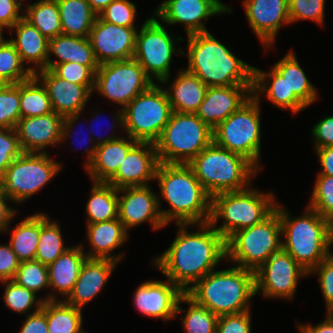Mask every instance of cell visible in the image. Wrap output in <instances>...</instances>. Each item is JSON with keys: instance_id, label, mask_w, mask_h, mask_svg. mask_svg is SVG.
Returning a JSON list of instances; mask_svg holds the SVG:
<instances>
[{"instance_id": "1", "label": "cell", "mask_w": 333, "mask_h": 333, "mask_svg": "<svg viewBox=\"0 0 333 333\" xmlns=\"http://www.w3.org/2000/svg\"><path fill=\"white\" fill-rule=\"evenodd\" d=\"M178 231L170 246L155 256L152 266L184 292L227 261L226 239L210 224H176ZM197 226V231H189Z\"/></svg>"}, {"instance_id": "2", "label": "cell", "mask_w": 333, "mask_h": 333, "mask_svg": "<svg viewBox=\"0 0 333 333\" xmlns=\"http://www.w3.org/2000/svg\"><path fill=\"white\" fill-rule=\"evenodd\" d=\"M155 180L160 191L158 207L167 226L173 221L175 224L209 222L211 197L188 164L159 163ZM161 200L170 205L169 209L162 208Z\"/></svg>"}, {"instance_id": "3", "label": "cell", "mask_w": 333, "mask_h": 333, "mask_svg": "<svg viewBox=\"0 0 333 333\" xmlns=\"http://www.w3.org/2000/svg\"><path fill=\"white\" fill-rule=\"evenodd\" d=\"M186 37L183 56L188 57V66L185 69L207 87L253 85L254 65L239 59L210 31Z\"/></svg>"}, {"instance_id": "4", "label": "cell", "mask_w": 333, "mask_h": 333, "mask_svg": "<svg viewBox=\"0 0 333 333\" xmlns=\"http://www.w3.org/2000/svg\"><path fill=\"white\" fill-rule=\"evenodd\" d=\"M282 250L287 252L308 273L333 253V223L306 206L302 215L291 217V212L280 202Z\"/></svg>"}, {"instance_id": "5", "label": "cell", "mask_w": 333, "mask_h": 333, "mask_svg": "<svg viewBox=\"0 0 333 333\" xmlns=\"http://www.w3.org/2000/svg\"><path fill=\"white\" fill-rule=\"evenodd\" d=\"M185 293L217 316L248 311L256 296L255 272L235 265L217 268Z\"/></svg>"}, {"instance_id": "6", "label": "cell", "mask_w": 333, "mask_h": 333, "mask_svg": "<svg viewBox=\"0 0 333 333\" xmlns=\"http://www.w3.org/2000/svg\"><path fill=\"white\" fill-rule=\"evenodd\" d=\"M188 165L208 195L248 188L260 171L245 157L212 142Z\"/></svg>"}, {"instance_id": "7", "label": "cell", "mask_w": 333, "mask_h": 333, "mask_svg": "<svg viewBox=\"0 0 333 333\" xmlns=\"http://www.w3.org/2000/svg\"><path fill=\"white\" fill-rule=\"evenodd\" d=\"M273 191L261 192L252 184L240 191L220 193L211 198L210 224L226 240L236 231L261 223L274 210ZM223 220L221 225H217Z\"/></svg>"}, {"instance_id": "8", "label": "cell", "mask_w": 333, "mask_h": 333, "mask_svg": "<svg viewBox=\"0 0 333 333\" xmlns=\"http://www.w3.org/2000/svg\"><path fill=\"white\" fill-rule=\"evenodd\" d=\"M213 142V130L195 113L172 112L154 143L160 163L188 164Z\"/></svg>"}, {"instance_id": "9", "label": "cell", "mask_w": 333, "mask_h": 333, "mask_svg": "<svg viewBox=\"0 0 333 333\" xmlns=\"http://www.w3.org/2000/svg\"><path fill=\"white\" fill-rule=\"evenodd\" d=\"M226 248V262L255 272L282 250L279 213L274 210L261 223L236 231L226 240Z\"/></svg>"}, {"instance_id": "10", "label": "cell", "mask_w": 333, "mask_h": 333, "mask_svg": "<svg viewBox=\"0 0 333 333\" xmlns=\"http://www.w3.org/2000/svg\"><path fill=\"white\" fill-rule=\"evenodd\" d=\"M261 103L252 96L213 130V142L249 160L260 172Z\"/></svg>"}, {"instance_id": "11", "label": "cell", "mask_w": 333, "mask_h": 333, "mask_svg": "<svg viewBox=\"0 0 333 333\" xmlns=\"http://www.w3.org/2000/svg\"><path fill=\"white\" fill-rule=\"evenodd\" d=\"M167 28L168 26L165 27L152 14L143 22L136 35L133 58L138 61L154 83H161L172 75L170 66H172L173 57L176 54L183 56L184 52L183 48L181 46L177 48V45L186 38L179 35L173 36Z\"/></svg>"}, {"instance_id": "12", "label": "cell", "mask_w": 333, "mask_h": 333, "mask_svg": "<svg viewBox=\"0 0 333 333\" xmlns=\"http://www.w3.org/2000/svg\"><path fill=\"white\" fill-rule=\"evenodd\" d=\"M52 158L49 151L23 152L9 165L0 179V190L13 205L21 206L60 173L64 164Z\"/></svg>"}, {"instance_id": "13", "label": "cell", "mask_w": 333, "mask_h": 333, "mask_svg": "<svg viewBox=\"0 0 333 333\" xmlns=\"http://www.w3.org/2000/svg\"><path fill=\"white\" fill-rule=\"evenodd\" d=\"M172 112L163 85L154 83L123 108V133L138 142L155 143Z\"/></svg>"}, {"instance_id": "14", "label": "cell", "mask_w": 333, "mask_h": 333, "mask_svg": "<svg viewBox=\"0 0 333 333\" xmlns=\"http://www.w3.org/2000/svg\"><path fill=\"white\" fill-rule=\"evenodd\" d=\"M154 82L134 58L101 64L95 73L96 92L123 109Z\"/></svg>"}, {"instance_id": "15", "label": "cell", "mask_w": 333, "mask_h": 333, "mask_svg": "<svg viewBox=\"0 0 333 333\" xmlns=\"http://www.w3.org/2000/svg\"><path fill=\"white\" fill-rule=\"evenodd\" d=\"M307 276L308 272L281 250L255 271L256 295L291 301L295 297L298 281Z\"/></svg>"}, {"instance_id": "16", "label": "cell", "mask_w": 333, "mask_h": 333, "mask_svg": "<svg viewBox=\"0 0 333 333\" xmlns=\"http://www.w3.org/2000/svg\"><path fill=\"white\" fill-rule=\"evenodd\" d=\"M232 12L233 9L221 0H164L153 15L165 26L181 24L187 36L208 32L205 25L208 19Z\"/></svg>"}, {"instance_id": "17", "label": "cell", "mask_w": 333, "mask_h": 333, "mask_svg": "<svg viewBox=\"0 0 333 333\" xmlns=\"http://www.w3.org/2000/svg\"><path fill=\"white\" fill-rule=\"evenodd\" d=\"M118 219L128 233L146 222L154 231L167 226L160 214L157 192L150 185L118 189Z\"/></svg>"}, {"instance_id": "18", "label": "cell", "mask_w": 333, "mask_h": 333, "mask_svg": "<svg viewBox=\"0 0 333 333\" xmlns=\"http://www.w3.org/2000/svg\"><path fill=\"white\" fill-rule=\"evenodd\" d=\"M137 28L114 25L97 16L88 39L99 65L133 58Z\"/></svg>"}, {"instance_id": "19", "label": "cell", "mask_w": 333, "mask_h": 333, "mask_svg": "<svg viewBox=\"0 0 333 333\" xmlns=\"http://www.w3.org/2000/svg\"><path fill=\"white\" fill-rule=\"evenodd\" d=\"M184 294L167 278L165 281L152 279L137 286L132 303L140 314L167 322L176 318L177 304Z\"/></svg>"}, {"instance_id": "20", "label": "cell", "mask_w": 333, "mask_h": 333, "mask_svg": "<svg viewBox=\"0 0 333 333\" xmlns=\"http://www.w3.org/2000/svg\"><path fill=\"white\" fill-rule=\"evenodd\" d=\"M244 13L264 51L273 49L279 30L290 25L288 0H243Z\"/></svg>"}, {"instance_id": "21", "label": "cell", "mask_w": 333, "mask_h": 333, "mask_svg": "<svg viewBox=\"0 0 333 333\" xmlns=\"http://www.w3.org/2000/svg\"><path fill=\"white\" fill-rule=\"evenodd\" d=\"M159 163L155 144L138 142L107 183L116 189L150 185L151 181H155Z\"/></svg>"}, {"instance_id": "22", "label": "cell", "mask_w": 333, "mask_h": 333, "mask_svg": "<svg viewBox=\"0 0 333 333\" xmlns=\"http://www.w3.org/2000/svg\"><path fill=\"white\" fill-rule=\"evenodd\" d=\"M34 76L46 88L52 110L62 117L86 113L85 107L93 96L94 85H79L56 76L50 69H43Z\"/></svg>"}, {"instance_id": "23", "label": "cell", "mask_w": 333, "mask_h": 333, "mask_svg": "<svg viewBox=\"0 0 333 333\" xmlns=\"http://www.w3.org/2000/svg\"><path fill=\"white\" fill-rule=\"evenodd\" d=\"M252 90L253 85L208 87L195 114L214 130L252 97Z\"/></svg>"}, {"instance_id": "24", "label": "cell", "mask_w": 333, "mask_h": 333, "mask_svg": "<svg viewBox=\"0 0 333 333\" xmlns=\"http://www.w3.org/2000/svg\"><path fill=\"white\" fill-rule=\"evenodd\" d=\"M62 122L63 117L54 111L20 118L14 129L23 152L47 153L46 148L61 145Z\"/></svg>"}, {"instance_id": "25", "label": "cell", "mask_w": 333, "mask_h": 333, "mask_svg": "<svg viewBox=\"0 0 333 333\" xmlns=\"http://www.w3.org/2000/svg\"><path fill=\"white\" fill-rule=\"evenodd\" d=\"M84 249V244L77 243V245H72L53 263L47 266L49 277V291L47 292L49 293L42 297L44 302L65 300L69 296L79 277L81 267L87 259L86 250Z\"/></svg>"}, {"instance_id": "26", "label": "cell", "mask_w": 333, "mask_h": 333, "mask_svg": "<svg viewBox=\"0 0 333 333\" xmlns=\"http://www.w3.org/2000/svg\"><path fill=\"white\" fill-rule=\"evenodd\" d=\"M119 263L109 259H89L83 263L72 292L64 300L78 309L90 303L105 289Z\"/></svg>"}, {"instance_id": "27", "label": "cell", "mask_w": 333, "mask_h": 333, "mask_svg": "<svg viewBox=\"0 0 333 333\" xmlns=\"http://www.w3.org/2000/svg\"><path fill=\"white\" fill-rule=\"evenodd\" d=\"M86 239L89 244V251L85 252L89 259H109L117 263L122 262L126 252L114 254V251L121 248L128 241V233L121 221L113 219L93 224H86Z\"/></svg>"}, {"instance_id": "28", "label": "cell", "mask_w": 333, "mask_h": 333, "mask_svg": "<svg viewBox=\"0 0 333 333\" xmlns=\"http://www.w3.org/2000/svg\"><path fill=\"white\" fill-rule=\"evenodd\" d=\"M12 32H15V37H8V40L14 45L27 69L33 75L46 69L49 39L24 17L9 30L10 34Z\"/></svg>"}, {"instance_id": "29", "label": "cell", "mask_w": 333, "mask_h": 333, "mask_svg": "<svg viewBox=\"0 0 333 333\" xmlns=\"http://www.w3.org/2000/svg\"><path fill=\"white\" fill-rule=\"evenodd\" d=\"M252 96L260 103L264 96L278 109L289 110L292 114H298L308 108L293 92L289 91L285 79L273 67L264 72L254 66Z\"/></svg>"}, {"instance_id": "30", "label": "cell", "mask_w": 333, "mask_h": 333, "mask_svg": "<svg viewBox=\"0 0 333 333\" xmlns=\"http://www.w3.org/2000/svg\"><path fill=\"white\" fill-rule=\"evenodd\" d=\"M165 78L160 84H170L164 88L174 112L196 113L203 102L207 86L194 74L184 67L178 70L174 79ZM171 81V82H170Z\"/></svg>"}, {"instance_id": "31", "label": "cell", "mask_w": 333, "mask_h": 333, "mask_svg": "<svg viewBox=\"0 0 333 333\" xmlns=\"http://www.w3.org/2000/svg\"><path fill=\"white\" fill-rule=\"evenodd\" d=\"M52 55L57 59L54 60ZM67 62L88 66L94 73L100 66L88 37L60 34L49 39L47 69Z\"/></svg>"}, {"instance_id": "32", "label": "cell", "mask_w": 333, "mask_h": 333, "mask_svg": "<svg viewBox=\"0 0 333 333\" xmlns=\"http://www.w3.org/2000/svg\"><path fill=\"white\" fill-rule=\"evenodd\" d=\"M138 143L126 135L97 146L91 164L85 169L93 182L107 183L117 172L128 152Z\"/></svg>"}, {"instance_id": "33", "label": "cell", "mask_w": 333, "mask_h": 333, "mask_svg": "<svg viewBox=\"0 0 333 333\" xmlns=\"http://www.w3.org/2000/svg\"><path fill=\"white\" fill-rule=\"evenodd\" d=\"M296 55L297 54L292 49L271 67H273L285 79L289 91L293 92L307 107H309L319 99L318 89L306 76Z\"/></svg>"}, {"instance_id": "34", "label": "cell", "mask_w": 333, "mask_h": 333, "mask_svg": "<svg viewBox=\"0 0 333 333\" xmlns=\"http://www.w3.org/2000/svg\"><path fill=\"white\" fill-rule=\"evenodd\" d=\"M85 206L86 224L118 218V189L105 182H93Z\"/></svg>"}, {"instance_id": "35", "label": "cell", "mask_w": 333, "mask_h": 333, "mask_svg": "<svg viewBox=\"0 0 333 333\" xmlns=\"http://www.w3.org/2000/svg\"><path fill=\"white\" fill-rule=\"evenodd\" d=\"M62 34L88 37L97 15L87 0H57Z\"/></svg>"}, {"instance_id": "36", "label": "cell", "mask_w": 333, "mask_h": 333, "mask_svg": "<svg viewBox=\"0 0 333 333\" xmlns=\"http://www.w3.org/2000/svg\"><path fill=\"white\" fill-rule=\"evenodd\" d=\"M5 232L10 234L9 245L20 262L35 260L40 236V212L25 217L15 228L9 225Z\"/></svg>"}, {"instance_id": "37", "label": "cell", "mask_w": 333, "mask_h": 333, "mask_svg": "<svg viewBox=\"0 0 333 333\" xmlns=\"http://www.w3.org/2000/svg\"><path fill=\"white\" fill-rule=\"evenodd\" d=\"M41 309L46 314L48 333H79L83 328L82 310L64 300L45 301Z\"/></svg>"}, {"instance_id": "38", "label": "cell", "mask_w": 333, "mask_h": 333, "mask_svg": "<svg viewBox=\"0 0 333 333\" xmlns=\"http://www.w3.org/2000/svg\"><path fill=\"white\" fill-rule=\"evenodd\" d=\"M59 222L52 220L44 212H40V236L35 260L44 265L53 263L71 246H65Z\"/></svg>"}, {"instance_id": "39", "label": "cell", "mask_w": 333, "mask_h": 333, "mask_svg": "<svg viewBox=\"0 0 333 333\" xmlns=\"http://www.w3.org/2000/svg\"><path fill=\"white\" fill-rule=\"evenodd\" d=\"M23 17L48 39L62 34L57 0L32 2L24 6Z\"/></svg>"}, {"instance_id": "40", "label": "cell", "mask_w": 333, "mask_h": 333, "mask_svg": "<svg viewBox=\"0 0 333 333\" xmlns=\"http://www.w3.org/2000/svg\"><path fill=\"white\" fill-rule=\"evenodd\" d=\"M181 304H187L188 308L183 309ZM181 313L185 315L182 316ZM178 315L185 333H216L218 316L197 304L186 293L177 304L176 318Z\"/></svg>"}, {"instance_id": "41", "label": "cell", "mask_w": 333, "mask_h": 333, "mask_svg": "<svg viewBox=\"0 0 333 333\" xmlns=\"http://www.w3.org/2000/svg\"><path fill=\"white\" fill-rule=\"evenodd\" d=\"M20 112L21 118L53 112L46 88L34 75L20 82Z\"/></svg>"}, {"instance_id": "42", "label": "cell", "mask_w": 333, "mask_h": 333, "mask_svg": "<svg viewBox=\"0 0 333 333\" xmlns=\"http://www.w3.org/2000/svg\"><path fill=\"white\" fill-rule=\"evenodd\" d=\"M7 37L0 39V82L17 84L29 80L33 74L22 63L14 45Z\"/></svg>"}, {"instance_id": "43", "label": "cell", "mask_w": 333, "mask_h": 333, "mask_svg": "<svg viewBox=\"0 0 333 333\" xmlns=\"http://www.w3.org/2000/svg\"><path fill=\"white\" fill-rule=\"evenodd\" d=\"M4 292L3 301L5 308L14 313L29 315L39 311L43 305L42 297L33 291L19 286L15 281H2ZM33 308V311H30Z\"/></svg>"}, {"instance_id": "44", "label": "cell", "mask_w": 333, "mask_h": 333, "mask_svg": "<svg viewBox=\"0 0 333 333\" xmlns=\"http://www.w3.org/2000/svg\"><path fill=\"white\" fill-rule=\"evenodd\" d=\"M13 281L39 295L49 288L48 267L37 260L22 261Z\"/></svg>"}, {"instance_id": "45", "label": "cell", "mask_w": 333, "mask_h": 333, "mask_svg": "<svg viewBox=\"0 0 333 333\" xmlns=\"http://www.w3.org/2000/svg\"><path fill=\"white\" fill-rule=\"evenodd\" d=\"M307 206L333 223V177L317 174Z\"/></svg>"}, {"instance_id": "46", "label": "cell", "mask_w": 333, "mask_h": 333, "mask_svg": "<svg viewBox=\"0 0 333 333\" xmlns=\"http://www.w3.org/2000/svg\"><path fill=\"white\" fill-rule=\"evenodd\" d=\"M21 118L20 83L0 87V128L14 129Z\"/></svg>"}, {"instance_id": "47", "label": "cell", "mask_w": 333, "mask_h": 333, "mask_svg": "<svg viewBox=\"0 0 333 333\" xmlns=\"http://www.w3.org/2000/svg\"><path fill=\"white\" fill-rule=\"evenodd\" d=\"M326 0H288L290 24L299 21H313L325 26Z\"/></svg>"}, {"instance_id": "48", "label": "cell", "mask_w": 333, "mask_h": 333, "mask_svg": "<svg viewBox=\"0 0 333 333\" xmlns=\"http://www.w3.org/2000/svg\"><path fill=\"white\" fill-rule=\"evenodd\" d=\"M136 6L130 0H114L98 16L114 25L136 27Z\"/></svg>"}, {"instance_id": "49", "label": "cell", "mask_w": 333, "mask_h": 333, "mask_svg": "<svg viewBox=\"0 0 333 333\" xmlns=\"http://www.w3.org/2000/svg\"><path fill=\"white\" fill-rule=\"evenodd\" d=\"M81 114H83V113H76V114H70V115H68V116H65V117H63V122H62V135H61V144H63L64 142H66V140H68L69 141V139H72V140H74L73 139V137H74V135L76 134L77 135V133L78 132H74V129L76 130L77 128H76V124L79 122V120H80V116H82ZM76 123V124H75ZM79 124V123H78ZM84 124L82 123V126H83ZM79 128V127H78ZM81 129L83 128V127H80ZM79 128V129H80ZM80 129V131H79V133L81 134V132H82V130ZM78 133V134H79ZM76 135H75V137H76ZM82 136H83V138H81L78 142H81V145H83V146H85V143H86V141L88 142V143H86L87 144V148H86V146L84 147V149H85V155L87 156L86 157V160L84 161L85 163H84V170L91 164V162L93 161V159H94V157H95V154H96V149H97V145L95 144V142H94V140H93V138H92V134L89 132V134L88 135H86L87 137H85V139H84V134H81ZM80 135V136H81ZM77 139V138H76ZM86 140L85 142H84V140ZM73 142H75V141H72V142H70V145H71V143H72V145H75ZM76 143V142H75ZM91 143V144H90ZM79 144V143H78ZM89 145V146H88ZM76 146V145H75ZM74 146V147H75ZM82 146V147H83Z\"/></svg>"}, {"instance_id": "50", "label": "cell", "mask_w": 333, "mask_h": 333, "mask_svg": "<svg viewBox=\"0 0 333 333\" xmlns=\"http://www.w3.org/2000/svg\"><path fill=\"white\" fill-rule=\"evenodd\" d=\"M22 153L15 129L0 128V179L9 165Z\"/></svg>"}, {"instance_id": "51", "label": "cell", "mask_w": 333, "mask_h": 333, "mask_svg": "<svg viewBox=\"0 0 333 333\" xmlns=\"http://www.w3.org/2000/svg\"><path fill=\"white\" fill-rule=\"evenodd\" d=\"M317 275L326 312H333V253L313 268L308 275Z\"/></svg>"}, {"instance_id": "52", "label": "cell", "mask_w": 333, "mask_h": 333, "mask_svg": "<svg viewBox=\"0 0 333 333\" xmlns=\"http://www.w3.org/2000/svg\"><path fill=\"white\" fill-rule=\"evenodd\" d=\"M51 71L59 78L79 85H94L95 73L88 67L75 62L55 65Z\"/></svg>"}, {"instance_id": "53", "label": "cell", "mask_w": 333, "mask_h": 333, "mask_svg": "<svg viewBox=\"0 0 333 333\" xmlns=\"http://www.w3.org/2000/svg\"><path fill=\"white\" fill-rule=\"evenodd\" d=\"M251 310L218 316L216 333H252Z\"/></svg>"}, {"instance_id": "54", "label": "cell", "mask_w": 333, "mask_h": 333, "mask_svg": "<svg viewBox=\"0 0 333 333\" xmlns=\"http://www.w3.org/2000/svg\"><path fill=\"white\" fill-rule=\"evenodd\" d=\"M99 115H101L100 112H99V109L95 110V111L93 110L92 115H90L91 119L89 118V120H88L89 122L87 121V124L89 123L91 125L93 122L99 121V117H100ZM112 115H114L115 117L114 116L112 117L113 124L110 123V125H111V127L109 128L110 131H111L110 133H108V134H106L104 136L98 134V136H97V133L94 132L95 129L93 128V127H95V126H93L94 123L90 126V127L93 126L92 128L94 130L90 129L92 131H89V132L92 134V138H93V140H94V142H95V144L97 146L102 145V144H106L107 142H110L112 140H116V139L122 137V136L119 135V133L117 134L115 132V130H118L119 128L121 129L120 131L124 130V113H123V109H121L120 107L119 108L116 107L115 114L112 113ZM98 127H100V126H98Z\"/></svg>"}, {"instance_id": "55", "label": "cell", "mask_w": 333, "mask_h": 333, "mask_svg": "<svg viewBox=\"0 0 333 333\" xmlns=\"http://www.w3.org/2000/svg\"><path fill=\"white\" fill-rule=\"evenodd\" d=\"M24 6L17 0H0V31L10 30L22 17Z\"/></svg>"}, {"instance_id": "56", "label": "cell", "mask_w": 333, "mask_h": 333, "mask_svg": "<svg viewBox=\"0 0 333 333\" xmlns=\"http://www.w3.org/2000/svg\"><path fill=\"white\" fill-rule=\"evenodd\" d=\"M311 129L313 148L333 146V115H325Z\"/></svg>"}, {"instance_id": "57", "label": "cell", "mask_w": 333, "mask_h": 333, "mask_svg": "<svg viewBox=\"0 0 333 333\" xmlns=\"http://www.w3.org/2000/svg\"><path fill=\"white\" fill-rule=\"evenodd\" d=\"M20 261L9 243L0 244V282L13 280Z\"/></svg>"}, {"instance_id": "58", "label": "cell", "mask_w": 333, "mask_h": 333, "mask_svg": "<svg viewBox=\"0 0 333 333\" xmlns=\"http://www.w3.org/2000/svg\"><path fill=\"white\" fill-rule=\"evenodd\" d=\"M18 333H48L45 312L39 311L25 316Z\"/></svg>"}, {"instance_id": "59", "label": "cell", "mask_w": 333, "mask_h": 333, "mask_svg": "<svg viewBox=\"0 0 333 333\" xmlns=\"http://www.w3.org/2000/svg\"><path fill=\"white\" fill-rule=\"evenodd\" d=\"M10 202L12 203V200L0 190V234L5 233V230L11 225V221L14 217L18 216V210L11 207Z\"/></svg>"}, {"instance_id": "60", "label": "cell", "mask_w": 333, "mask_h": 333, "mask_svg": "<svg viewBox=\"0 0 333 333\" xmlns=\"http://www.w3.org/2000/svg\"><path fill=\"white\" fill-rule=\"evenodd\" d=\"M322 322L318 324H305L298 322L297 330L299 333H333V312H326Z\"/></svg>"}, {"instance_id": "61", "label": "cell", "mask_w": 333, "mask_h": 333, "mask_svg": "<svg viewBox=\"0 0 333 333\" xmlns=\"http://www.w3.org/2000/svg\"><path fill=\"white\" fill-rule=\"evenodd\" d=\"M317 161H319L320 170L317 174L333 177V146L315 149Z\"/></svg>"}, {"instance_id": "62", "label": "cell", "mask_w": 333, "mask_h": 333, "mask_svg": "<svg viewBox=\"0 0 333 333\" xmlns=\"http://www.w3.org/2000/svg\"><path fill=\"white\" fill-rule=\"evenodd\" d=\"M114 0H87L92 11L98 16Z\"/></svg>"}, {"instance_id": "63", "label": "cell", "mask_w": 333, "mask_h": 333, "mask_svg": "<svg viewBox=\"0 0 333 333\" xmlns=\"http://www.w3.org/2000/svg\"><path fill=\"white\" fill-rule=\"evenodd\" d=\"M17 1L24 6V3H23L24 0H17Z\"/></svg>"}, {"instance_id": "64", "label": "cell", "mask_w": 333, "mask_h": 333, "mask_svg": "<svg viewBox=\"0 0 333 333\" xmlns=\"http://www.w3.org/2000/svg\"><path fill=\"white\" fill-rule=\"evenodd\" d=\"M79 333H88V332L82 329Z\"/></svg>"}]
</instances>
